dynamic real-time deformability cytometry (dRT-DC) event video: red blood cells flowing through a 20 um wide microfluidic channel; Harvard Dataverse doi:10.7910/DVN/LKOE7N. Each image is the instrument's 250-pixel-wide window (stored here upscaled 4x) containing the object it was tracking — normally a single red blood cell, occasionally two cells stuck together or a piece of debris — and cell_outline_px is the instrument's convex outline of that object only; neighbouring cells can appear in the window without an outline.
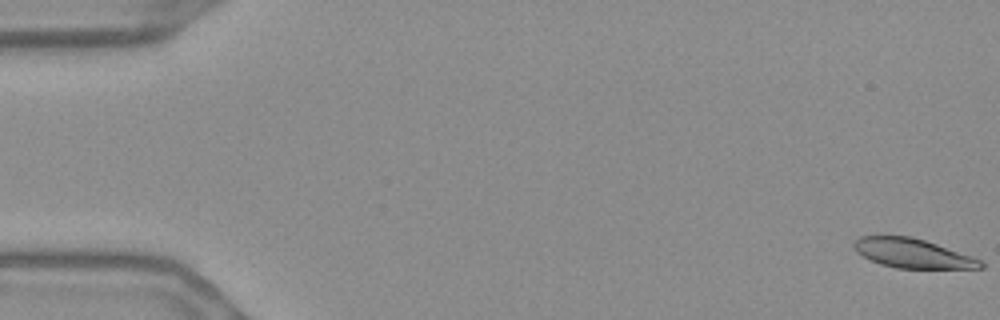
{"species": "Egyptian fruit bat (a non-hibernating species)", "species_latin": "Rousettus aegyptiacus", "temperature_condition": "warm", "stored_images_in_passage": 56, "camera_frame_rate_fps": 3000, "um_per_image_px": 0.085, "frame": {"image": 1, "passage_image": 1, "time_ms": 0.0, "image_size_px": [1000, 320], "cell_outline_px": [[984, 268], [896, 268], [880, 264], [856, 252], [852, 244], [860, 236], [912, 236], [972, 256], [980, 260], [984, 264]], "centroid_in_image_um": [77.56, 21.53], "position_along_channel_um": 7.4, "area_um2": 21.39}}
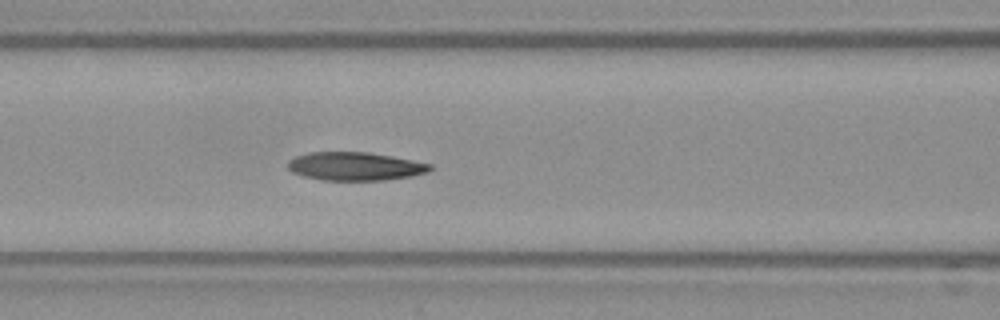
{"frame": {"image": 2, "passage_image": 24, "time_ms": 7.667, "image_size_px": [1000, 320], "cell_outline_px": [[432, 168], [428, 172], [412, 176], [384, 180], [320, 180], [304, 176], [292, 172], [288, 168], [288, 160], [296, 156], [308, 152], [368, 152], [392, 156], [432, 164]], "centroid_in_image_um": [30.18, 14.13], "position_along_channel_um": 136.4, "area_um2": 23.52}}
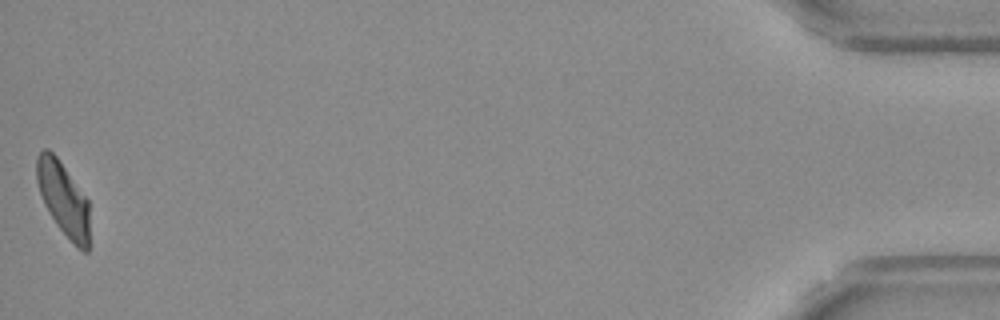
{"frame": {"image": 3, "passage_image": 56, "time_ms": 18.333, "image_size_px": [1000, 320], "cell_outline_px": [[88, 252], [84, 252], [76, 248], [56, 224], [48, 212], [44, 204], [36, 180], [36, 156], [44, 148], [48, 148], [56, 156], [88, 200]], "centroid_in_image_um": [5.36, 16.91], "position_along_channel_um": 429.8, "area_um2": 22.54}, "authors_computed_cell_mechanics": {"area_um2": 23.8136, "velocity_mm_per_s": 3.6568, "shape_relaxation_time_tau1_ms": 10.5871, "shape_relaxation_time_tau2_ms": 5.4835, "deformation_change_tau1": 0.2574, "deformation_change_tau2": 0.1251}}